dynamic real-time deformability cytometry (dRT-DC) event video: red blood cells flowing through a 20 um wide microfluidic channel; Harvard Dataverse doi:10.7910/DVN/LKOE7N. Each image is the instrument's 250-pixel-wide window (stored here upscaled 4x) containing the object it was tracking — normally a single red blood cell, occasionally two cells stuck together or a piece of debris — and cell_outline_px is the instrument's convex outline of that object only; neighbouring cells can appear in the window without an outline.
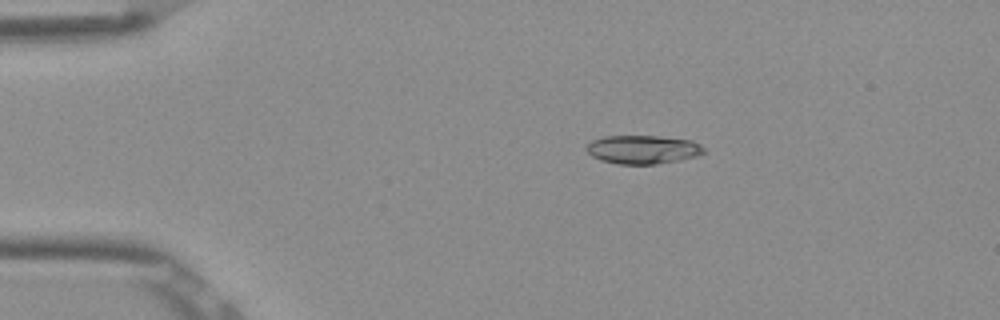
{"species": "Egyptian fruit bat (a non-hibernating species)", "species_latin": "Rousettus aegyptiacus", "temperature_condition": "room temperature", "stored_images_in_passage": 52, "camera_frame_rate_fps": 3000, "um_per_image_px": 0.085, "frame": {"image": 1, "passage_image": 10, "time_ms": 3.0, "image_size_px": [1000, 320], "cell_outline_px": [[704, 152], [700, 156], [680, 160], [656, 164], [616, 164], [600, 160], [592, 156], [588, 152], [588, 144], [592, 140], [604, 136], [660, 136], [692, 140], [700, 144], [704, 148]], "centroid_in_image_um": [54.68, 12.71], "position_along_channel_um": 30.3, "area_um2": 19.65}}
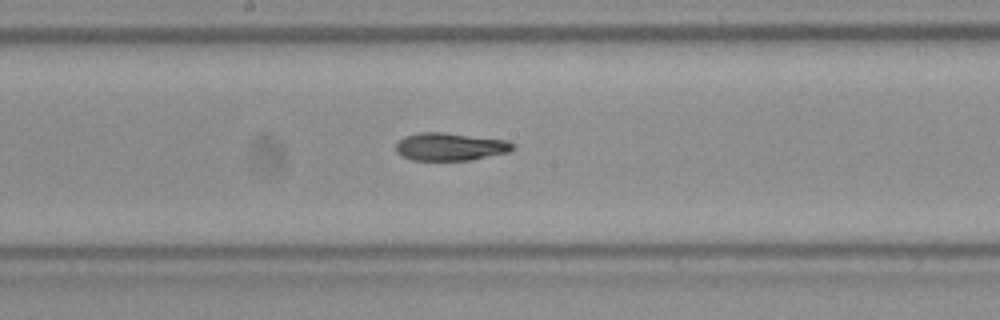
{"frame": {"image": 2, "passage_image": 28, "time_ms": 9.0, "image_size_px": [1000, 320], "cell_outline_px": [[516, 144], [508, 152], [472, 160], [412, 160], [396, 152], [396, 144], [404, 136], [420, 132], [440, 132], [508, 140]], "centroid_in_image_um": [38.27, 12.47], "position_along_channel_um": 209.9, "area_um2": 18.84}}
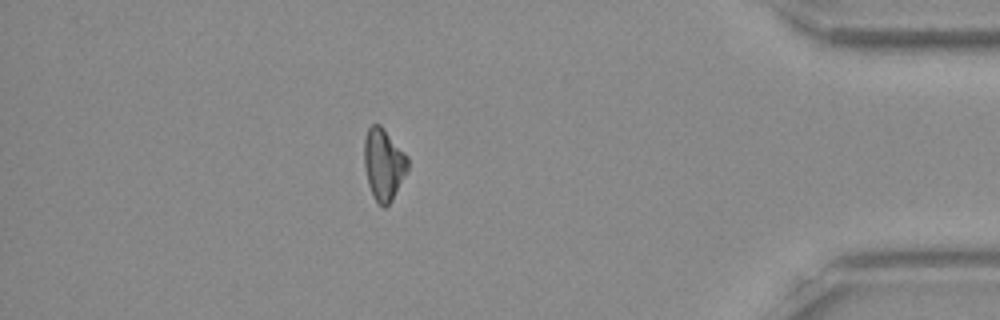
{"frame": {"image": 3, "passage_image": 46, "time_ms": 15.0, "image_size_px": [1000, 320], "cell_outline_px": [[408, 172], [392, 200], [384, 208], [372, 196], [368, 184], [364, 164], [364, 140], [368, 128], [372, 124], [380, 124], [408, 156]], "centroid_in_image_um": [32.62, 13.97], "position_along_channel_um": 402.6, "area_um2": 18.32}, "authors_computed_cell_mechanics": {"area_um2": 19.2763, "velocity_mm_per_s": 3.9011, "shape_relaxation_time_tau1_ms": 3.5798, "shape_relaxation_time_tau2_ms": 4.5998, "deformation_change_tau1": 0.1329, "deformation_change_tau2": 0.0997}}